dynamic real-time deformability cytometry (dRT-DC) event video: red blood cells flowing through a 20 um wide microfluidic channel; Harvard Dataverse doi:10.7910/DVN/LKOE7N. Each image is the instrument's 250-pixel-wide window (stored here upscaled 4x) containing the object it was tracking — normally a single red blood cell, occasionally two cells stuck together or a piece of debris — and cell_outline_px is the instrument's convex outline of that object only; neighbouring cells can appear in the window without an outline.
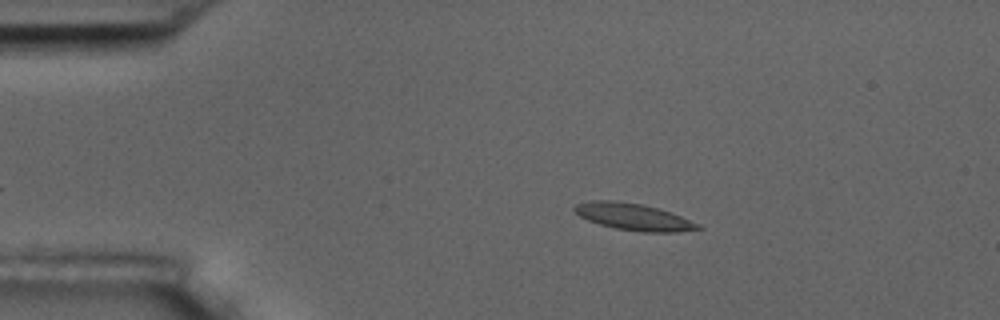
{"species": "common noctule bat (a hibernating species)", "species_latin": "Nyctalus noctula", "temperature_condition": "room temperature", "stored_images_in_passage": 4, "camera_frame_rate_fps": 3000, "um_per_image_px": 0.085, "animal": {"sex": "male", "body_mass_g": 17.5, "forearm_length_mm": 52.3}, "frame": {"image": 1, "passage_image": 4, "time_ms": 3.333, "image_size_px": [1000, 320], "cell_outline_px": [[704, 228], [676, 232], [640, 232], [616, 228], [600, 224], [588, 220], [580, 216], [572, 208], [576, 204], [592, 200], [612, 200], [640, 204], [672, 212], [700, 224]], "centroid_in_image_um": [53.87, 18.43], "position_along_channel_um": 31.1, "area_um2": 19.19}}